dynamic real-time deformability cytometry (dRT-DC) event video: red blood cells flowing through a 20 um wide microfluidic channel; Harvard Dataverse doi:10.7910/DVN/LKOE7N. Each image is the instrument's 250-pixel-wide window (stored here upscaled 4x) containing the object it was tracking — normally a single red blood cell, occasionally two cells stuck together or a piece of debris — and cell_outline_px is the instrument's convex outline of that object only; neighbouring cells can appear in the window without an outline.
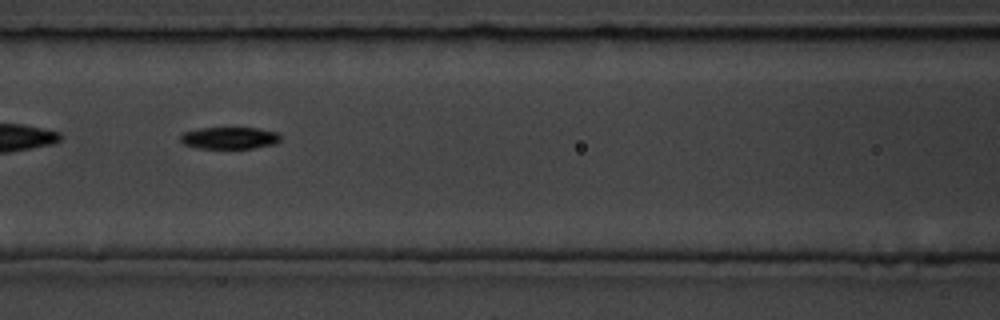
{"species": "common noctule bat (a hibernating species)", "species_latin": "Nyctalus noctula", "temperature_condition": "room temperature", "stored_images_in_passage": 15, "camera_frame_rate_fps": 3000, "um_per_image_px": 0.085, "animal": {"sex": "male", "body_mass_g": 19.5, "forearm_length_mm": 54.6}, "frame": {"image": 1, "passage_image": 7, "time_ms": 7.667, "image_size_px": [1000, 320], "cell_outline_px": [[280, 140], [276, 144], [252, 148], [196, 148], [184, 144], [180, 140], [180, 136], [184, 132], [196, 128], [256, 128], [280, 132]], "centroid_in_image_um": [19.52, 11.72], "position_along_channel_um": 147.1, "area_um2": 12.89}, "authors_computed_cell_mechanics": {"area_um2": 13.3518, "velocity_mm_per_s": 3.8082, "shape_relaxation_time_tau1_ms": 1.5481, "shape_relaxation_time_tau2_ms": null, "deformation_change_tau1": 0.0942, "deformation_change_tau2": null}}